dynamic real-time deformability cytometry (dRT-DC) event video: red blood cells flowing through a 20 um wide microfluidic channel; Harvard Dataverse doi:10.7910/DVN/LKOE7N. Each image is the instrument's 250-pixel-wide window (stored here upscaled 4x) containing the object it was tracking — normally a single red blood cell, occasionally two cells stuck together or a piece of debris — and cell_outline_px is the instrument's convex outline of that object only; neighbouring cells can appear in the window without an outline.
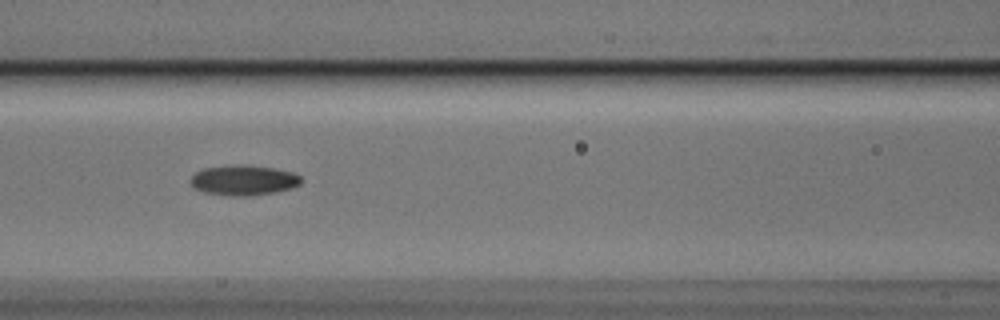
{"species": "Egyptian fruit bat (a non-hibernating species)", "species_latin": "Rousettus aegyptiacus", "temperature_condition": "cold", "stored_images_in_passage": 10, "camera_frame_rate_fps": 3000, "um_per_image_px": 0.085, "animal": {"sex": "male"}, "frame": {"image": 1, "passage_image": 7, "time_ms": 2.0, "image_size_px": [1000, 320], "cell_outline_px": [[300, 184], [292, 188], [276, 192], [248, 196], [232, 196], [204, 192], [196, 188], [188, 180], [196, 172], [204, 168], [228, 164], [248, 164], [272, 168], [292, 172], [300, 176]], "centroid_in_image_um": [20.69, 15.3], "position_along_channel_um": 145.9, "area_um2": 19.59}}
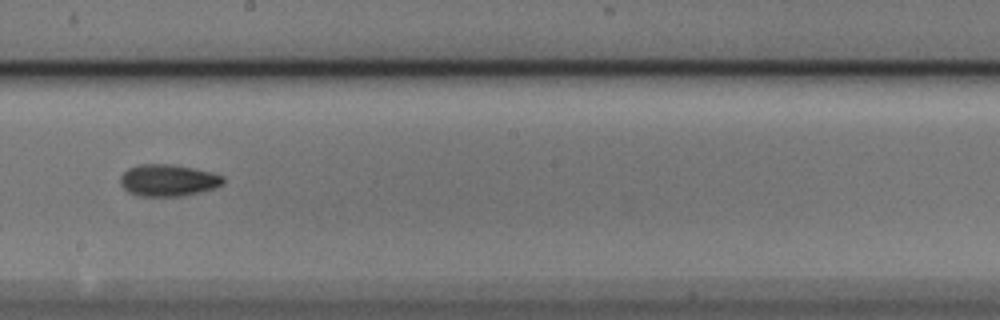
{"frame": {"image": 2, "passage_image": 9, "time_ms": 2.667, "image_size_px": [1000, 320], "cell_outline_px": [[224, 184], [216, 188], [184, 196], [136, 196], [128, 192], [120, 184], [120, 176], [128, 168], [140, 164], [172, 164], [212, 172], [224, 176]], "centroid_in_image_um": [14.3, 15.33], "position_along_channel_um": 233.9, "area_um2": 19.31}}
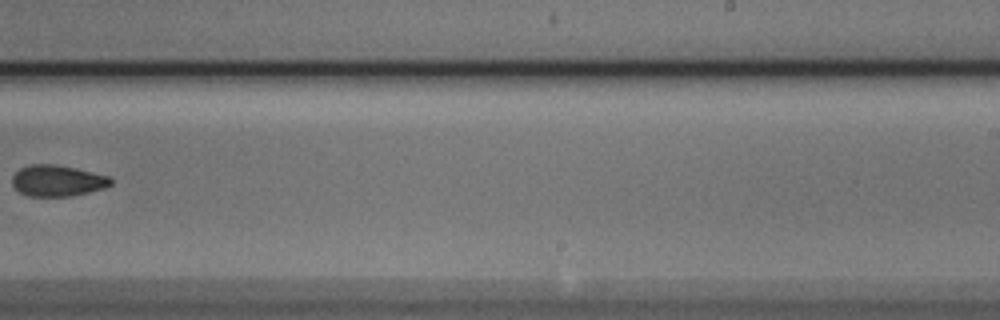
{"frame": {"image": 3, "passage_image": 10, "time_ms": 3.0, "image_size_px": [1000, 320], "cell_outline_px": [[112, 184], [104, 188], [72, 196], [28, 196], [20, 192], [12, 184], [12, 176], [20, 168], [32, 164], [56, 164], [76, 168], [112, 176]], "centroid_in_image_um": [4.91, 15.35], "position_along_channel_um": 284.1, "area_um2": 18.03}}